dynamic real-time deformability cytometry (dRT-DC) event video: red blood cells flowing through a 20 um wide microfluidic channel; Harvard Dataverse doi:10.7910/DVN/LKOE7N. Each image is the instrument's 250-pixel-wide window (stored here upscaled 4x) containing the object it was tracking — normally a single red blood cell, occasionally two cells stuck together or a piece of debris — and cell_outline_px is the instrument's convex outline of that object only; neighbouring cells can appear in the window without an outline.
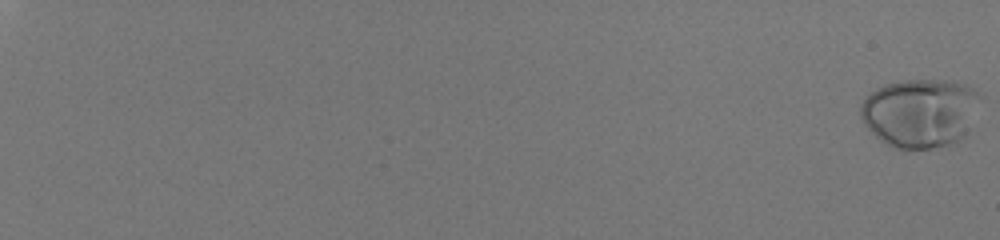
{"species": "human", "species_latin": "Homo sapiens", "temperature_condition": "room temperature", "stored_images_in_passage": 58, "camera_frame_rate_fps": 3000, "um_per_image_px": 0.085, "donor": {"sex": "male"}, "frame": {"image": 1, "passage_image": 1, "time_ms": 0.0, "image_size_px": [1000, 240], "cell_outline_px": [[976, 92], [964, 132], [956, 140], [948, 144], [932, 148], [892, 148], [880, 140], [864, 124], [860, 116], [860, 104], [876, 88], [884, 84], [904, 80], [952, 80], [964, 84], [972, 88]], "centroid_in_image_um": [78.04, 9.57], "position_along_channel_um": 7.0, "area_um2": 46.3}}
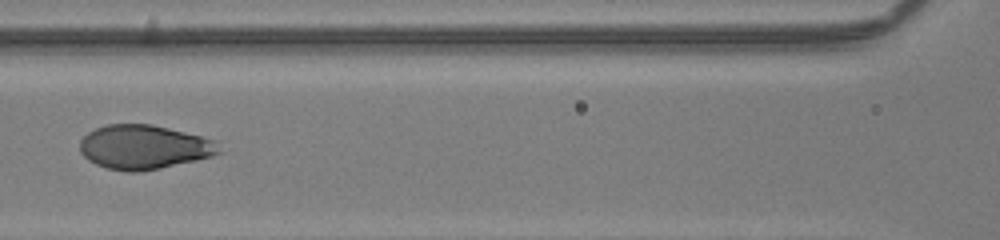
{"frame": {"image": 2, "passage_image": 34, "time_ms": 11.0, "image_size_px": [1000, 240], "cell_outline_px": [[220, 152], [212, 156], [196, 160], [160, 168], [140, 172], [124, 172], [108, 168], [96, 164], [88, 160], [80, 152], [80, 140], [88, 132], [96, 128], [108, 124], [152, 124], [216, 140]], "centroid_in_image_um": [12.21, 12.5], "position_along_channel_um": 154.4, "area_um2": 35.72}}
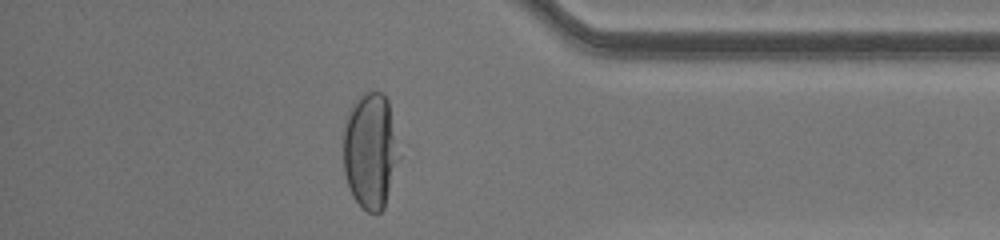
{"frame": {"image": 3, "passage_image": 53, "time_ms": 17.333, "image_size_px": [1000, 240], "cell_outline_px": [[404, 156], [384, 208], [380, 212], [368, 212], [352, 196], [344, 172], [344, 116], [352, 104], [364, 92], [384, 92], [388, 100]], "centroid_in_image_um": [31.56, 12.8], "position_along_channel_um": 403.6, "area_um2": 39.25}, "authors_computed_cell_mechanics": {"area_um2": 39.015, "velocity_mm_per_s": 4.0957, "shape_relaxation_time_tau1_ms": 4.9528, "shape_relaxation_time_tau2_ms": null, "deformation_change_tau1": 0.2261, "deformation_change_tau2": null}}